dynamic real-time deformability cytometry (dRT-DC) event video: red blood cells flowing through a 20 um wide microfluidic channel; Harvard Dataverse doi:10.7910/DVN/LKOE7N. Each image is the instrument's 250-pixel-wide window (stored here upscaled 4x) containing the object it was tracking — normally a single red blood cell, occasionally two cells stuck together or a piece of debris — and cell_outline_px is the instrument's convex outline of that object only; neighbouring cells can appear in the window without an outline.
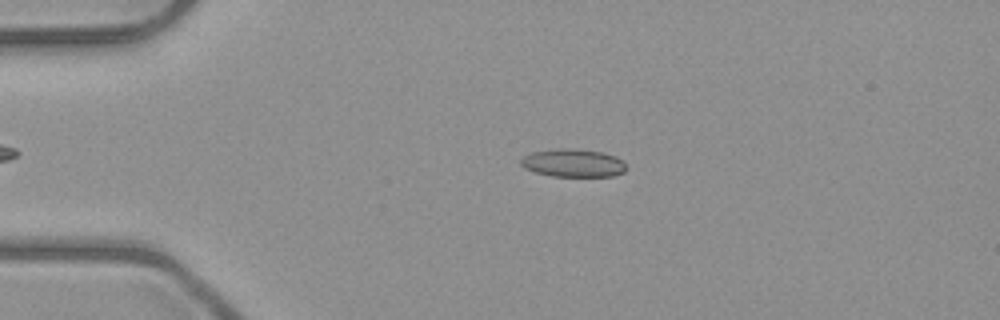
{"species": "common noctule bat (a hibernating species)", "species_latin": "Nyctalus noctula", "temperature_condition": "room temperature", "stored_images_in_passage": 4, "camera_frame_rate_fps": 3000, "um_per_image_px": 0.085, "animal": {"sex": "male", "body_mass_g": 23.1, "forearm_length_mm": 52.7}, "frame": {"image": 1, "passage_image": 3, "time_ms": 2.333, "image_size_px": [1000, 320], "cell_outline_px": [[628, 168], [624, 172], [612, 176], [552, 176], [536, 172], [524, 168], [520, 164], [520, 160], [524, 156], [532, 152], [556, 148], [576, 148], [604, 152], [616, 156]], "centroid_in_image_um": [48.72, 13.84], "position_along_channel_um": 36.3, "area_um2": 17.34}}